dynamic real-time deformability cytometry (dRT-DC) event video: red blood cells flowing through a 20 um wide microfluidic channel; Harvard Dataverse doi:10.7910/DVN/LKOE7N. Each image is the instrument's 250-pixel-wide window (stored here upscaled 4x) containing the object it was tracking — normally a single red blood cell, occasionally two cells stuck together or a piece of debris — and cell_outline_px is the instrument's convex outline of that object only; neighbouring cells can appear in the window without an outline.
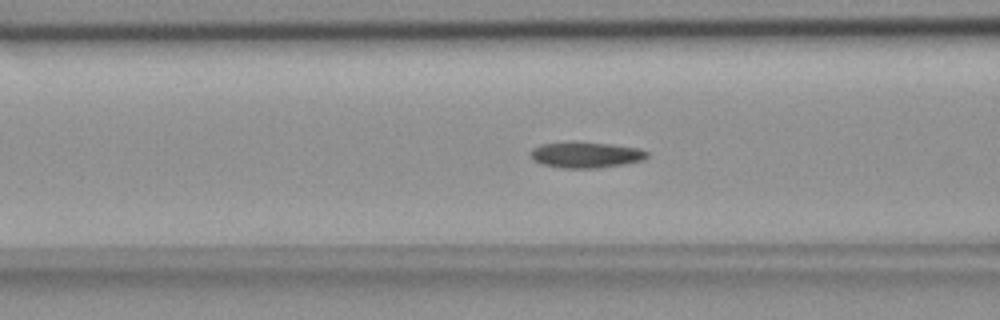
{"species": "common noctule bat (a hibernating species)", "species_latin": "Nyctalus noctula", "temperature_condition": "room temperature", "stored_images_in_passage": 44, "camera_frame_rate_fps": 3000, "um_per_image_px": 0.085, "animal": {"sex": "female", "body_mass_g": 18.4}, "frame": {"image": 1, "passage_image": 10, "time_ms": 3.0, "image_size_px": [1000, 320], "cell_outline_px": [[648, 156], [644, 160], [628, 164], [600, 168], [564, 168], [540, 164], [532, 160], [528, 152], [532, 148], [540, 144], [572, 140], [612, 144], [640, 148], [648, 152]], "centroid_in_image_um": [49.77, 13.14], "position_along_channel_um": 116.8, "area_um2": 18.38}}
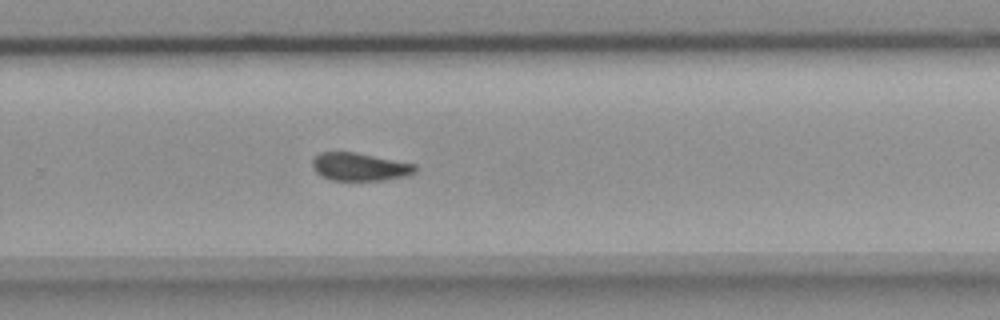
{"frame": {"image": 2, "passage_image": 25, "time_ms": 8.0, "image_size_px": [1000, 320], "cell_outline_px": [[416, 172], [404, 176], [384, 180], [332, 180], [320, 176], [312, 168], [312, 160], [320, 152], [356, 152], [416, 164]], "centroid_in_image_um": [30.55, 14.17], "position_along_channel_um": 299.2, "area_um2": 16.76}}
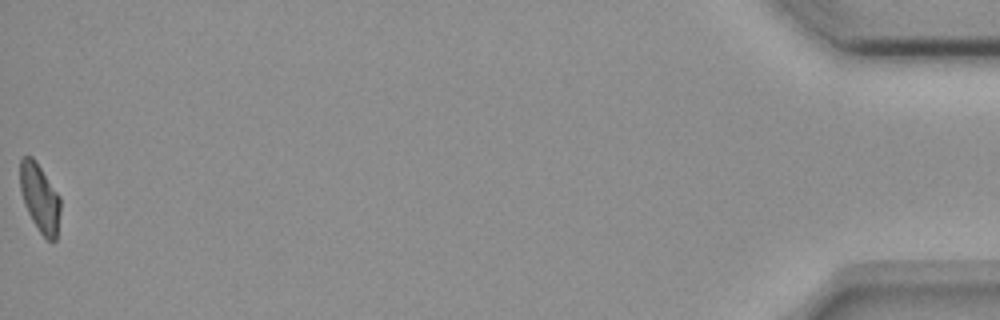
{"frame": {"image": 3, "passage_image": 44, "time_ms": 14.333, "image_size_px": [1000, 320], "cell_outline_px": [[60, 212], [56, 240], [48, 240], [40, 232], [32, 220], [24, 204], [20, 188], [20, 160], [24, 156], [32, 156], [60, 196]], "centroid_in_image_um": [3.38, 16.82], "position_along_channel_um": 431.8, "area_um2": 15.84}, "authors_computed_cell_mechanics": {"area_um2": 17.2533, "velocity_mm_per_s": 3.6588, "shape_relaxation_time_tau1_ms": null, "shape_relaxation_time_tau2_ms": 4.4164, "deformation_change_tau1": null, "deformation_change_tau2": 0.0923}}